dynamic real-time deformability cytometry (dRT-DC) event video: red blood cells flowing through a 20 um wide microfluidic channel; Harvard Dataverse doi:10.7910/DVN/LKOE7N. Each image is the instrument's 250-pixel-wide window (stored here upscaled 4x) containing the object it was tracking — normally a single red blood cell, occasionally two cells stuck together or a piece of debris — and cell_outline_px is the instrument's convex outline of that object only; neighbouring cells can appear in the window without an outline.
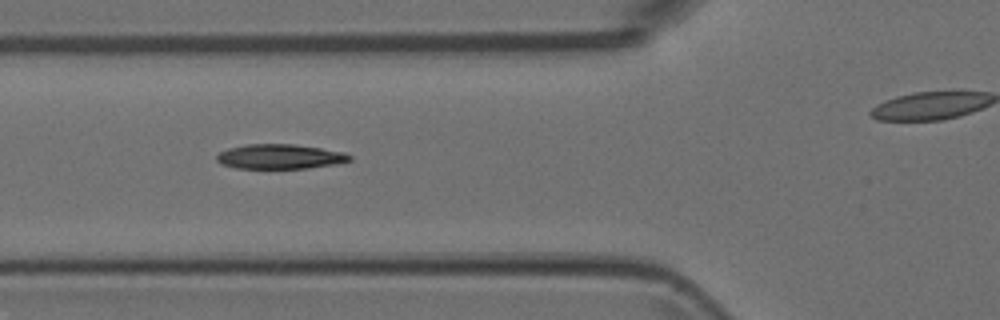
{"species": "Egyptian fruit bat (a non-hibernating species)", "species_latin": "Rousettus aegyptiacus", "temperature_condition": "room temperature", "stored_images_in_passage": 7, "segment_of_instrument_passage": [1, 2], "camera_frame_rate_fps": 3000, "um_per_image_px": 0.085, "animal": {"sex": "female"}, "frame": {"image": 1, "passage_image": 5, "time_ms": 1.333, "image_size_px": [1000, 320], "cell_outline_px": [[352, 160], [336, 164], [308, 168], [236, 168], [220, 164], [216, 160], [216, 156], [220, 152], [228, 148], [248, 144], [292, 144], [320, 148], [344, 152], [352, 156]], "centroid_in_image_um": [23.79, 13.31], "position_along_channel_um": 102.0, "area_um2": 19.13}}
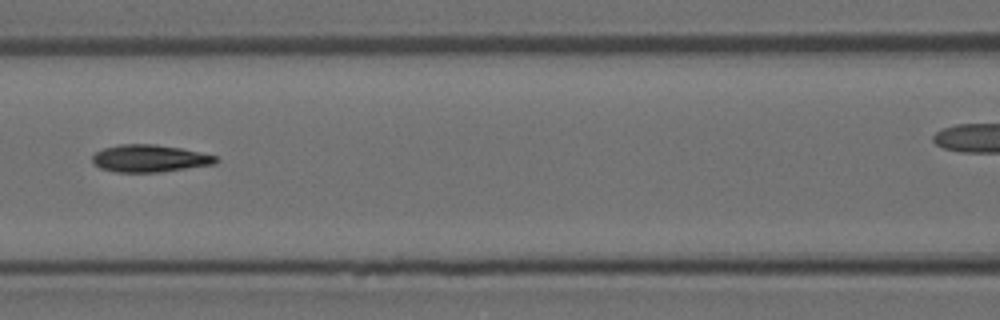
{"frame": {"image": 2, "passage_image": 6, "time_ms": 1.667, "image_size_px": [1000, 320], "cell_outline_px": [[220, 160], [216, 164], [160, 172], [116, 172], [100, 168], [92, 164], [92, 156], [96, 152], [104, 148], [120, 144], [156, 144], [180, 148], [200, 152], [216, 156]], "centroid_in_image_um": [12.72, 13.47], "position_along_channel_um": 153.9, "area_um2": 19.77}}